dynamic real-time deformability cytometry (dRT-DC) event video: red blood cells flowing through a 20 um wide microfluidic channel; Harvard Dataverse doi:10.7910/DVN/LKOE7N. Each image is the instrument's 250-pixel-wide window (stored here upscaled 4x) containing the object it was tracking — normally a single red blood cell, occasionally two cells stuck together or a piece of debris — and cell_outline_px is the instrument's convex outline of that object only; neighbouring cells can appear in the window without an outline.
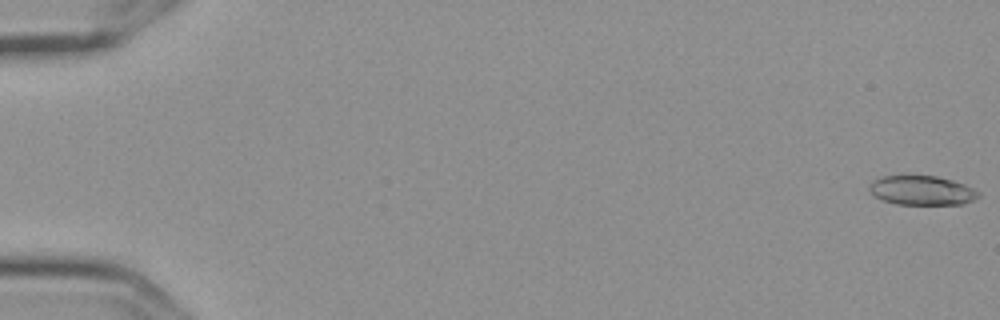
{"species": "Egyptian fruit bat (a non-hibernating species)", "species_latin": "Rousettus aegyptiacus", "temperature_condition": "cold", "stored_images_in_passage": 8, "segment_of_instrument_passage": [1, 2], "camera_frame_rate_fps": 3000, "um_per_image_px": 0.085, "frame": {"image": 1, "passage_image": 1, "time_ms": 0.0, "image_size_px": [1000, 320], "cell_outline_px": [[980, 196], [972, 200], [960, 204], [896, 204], [884, 200], [876, 196], [868, 188], [868, 184], [872, 180], [880, 176], [936, 176], [952, 180], [964, 184], [980, 192]], "centroid_in_image_um": [78.34, 16.17], "position_along_channel_um": 6.7, "area_um2": 18.5}}
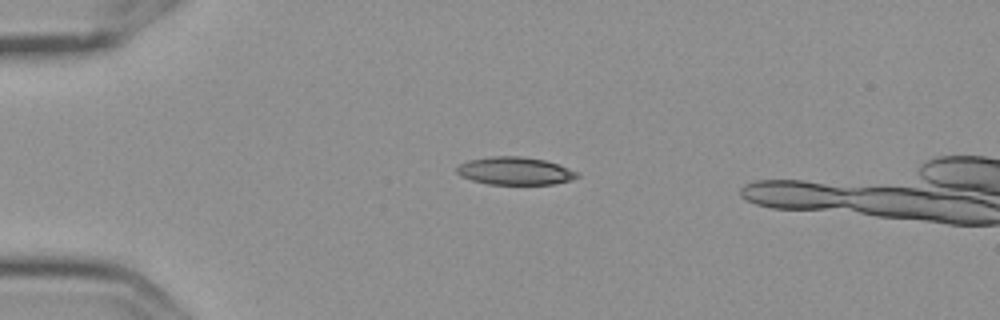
{"frame": {"image": 2, "passage_image": 5, "time_ms": 1.333, "image_size_px": [1000, 320], "cell_outline_px": [[580, 176], [568, 180], [552, 184], [488, 184], [472, 180], [460, 176], [456, 172], [456, 168], [460, 164], [468, 160], [492, 156], [520, 156], [544, 160], [560, 164], [576, 172]], "centroid_in_image_um": [43.74, 14.52], "position_along_channel_um": 41.3, "area_um2": 19.36}}
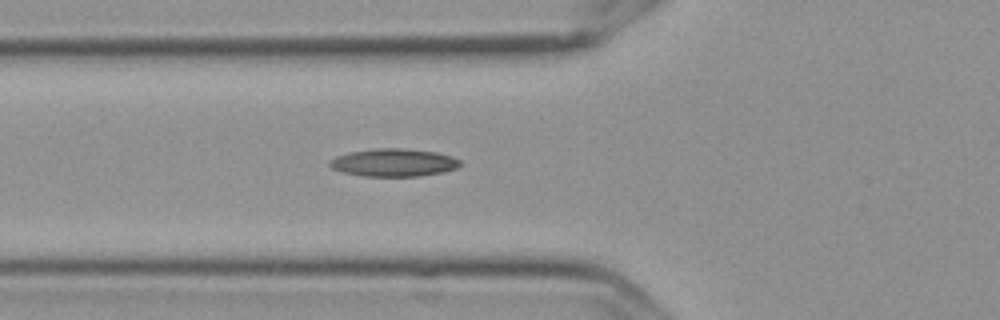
{"frame": {"image": 3, "passage_image": 7, "time_ms": 2.0, "image_size_px": [1000, 320], "cell_outline_px": [[460, 164], [456, 168], [444, 172], [420, 176], [364, 176], [344, 172], [332, 168], [328, 164], [328, 160], [336, 156], [348, 152], [376, 148], [404, 148], [436, 152], [452, 156], [460, 160]], "centroid_in_image_um": [33.45, 13.81], "position_along_channel_um": 92.3, "area_um2": 21.21}}